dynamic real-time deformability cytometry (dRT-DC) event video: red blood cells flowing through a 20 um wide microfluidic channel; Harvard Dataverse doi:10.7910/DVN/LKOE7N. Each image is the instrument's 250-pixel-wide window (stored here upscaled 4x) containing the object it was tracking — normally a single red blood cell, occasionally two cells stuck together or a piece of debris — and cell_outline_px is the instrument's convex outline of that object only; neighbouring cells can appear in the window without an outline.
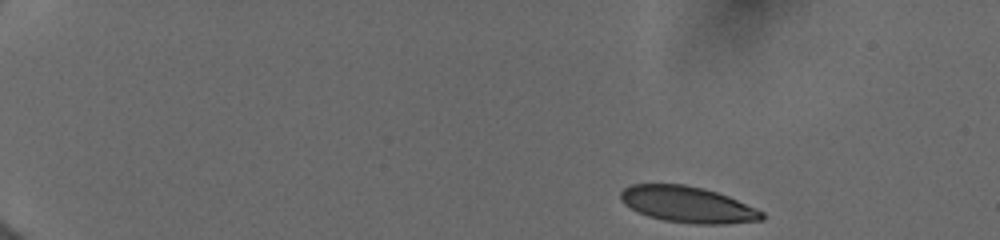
{"species": "human", "species_latin": "Homo sapiens", "temperature_condition": "cold", "stored_images_in_passage": 46, "camera_frame_rate_fps": 3000, "um_per_image_px": 0.085, "donor": {"sex": "female"}, "frame": {"image": 1, "passage_image": 1, "time_ms": 0.0, "image_size_px": [1000, 240], "cell_outline_px": [[764, 220], [728, 224], [692, 224], [664, 220], [648, 216], [624, 204], [620, 200], [620, 192], [624, 188], [632, 184], [684, 184], [704, 188], [728, 196], [756, 208], [764, 212]], "centroid_in_image_um": [58.47, 17.39], "position_along_channel_um": 26.5, "area_um2": 29.82}}
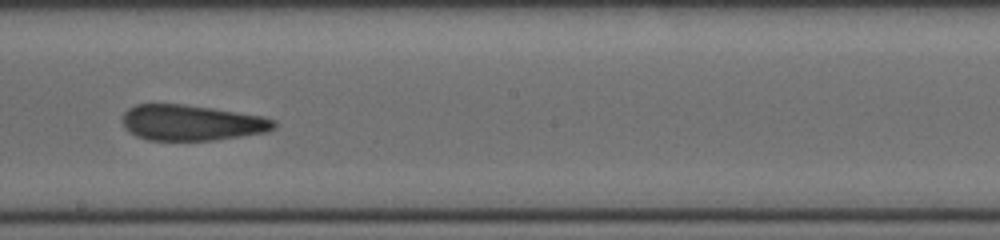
{"frame": {"image": 2, "passage_image": 26, "time_ms": 8.333, "image_size_px": [1000, 240], "cell_outline_px": [[276, 128], [264, 132], [216, 140], [148, 140], [136, 136], [128, 132], [124, 128], [124, 112], [128, 108], [136, 104], [180, 104], [212, 108], [264, 116], [276, 120]], "centroid_in_image_um": [16.29, 10.43], "position_along_channel_um": 231.9, "area_um2": 31.5}}
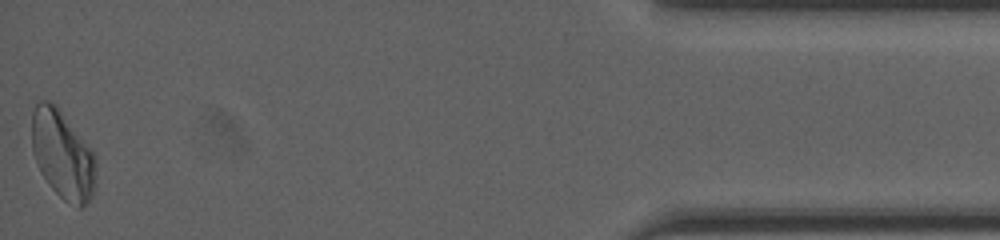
{"frame": {"image": 3, "passage_image": 46, "time_ms": 15.0, "image_size_px": [1000, 240], "cell_outline_px": [[96, 164], [92, 196], [80, 208], [64, 200], [48, 184], [40, 172], [32, 152], [32, 112], [36, 104], [40, 100], [48, 100], [56, 104], [96, 156]], "centroid_in_image_um": [5.29, 13.12], "position_along_channel_um": 429.9, "area_um2": 32.83}, "authors_computed_cell_mechanics": {"area_um2": 31.6455, "velocity_mm_per_s": 3.9844, "shape_relaxation_time_tau1_ms": null, "shape_relaxation_time_tau2_ms": 2.2371, "deformation_change_tau1": null, "deformation_change_tau2": 0.1201}}